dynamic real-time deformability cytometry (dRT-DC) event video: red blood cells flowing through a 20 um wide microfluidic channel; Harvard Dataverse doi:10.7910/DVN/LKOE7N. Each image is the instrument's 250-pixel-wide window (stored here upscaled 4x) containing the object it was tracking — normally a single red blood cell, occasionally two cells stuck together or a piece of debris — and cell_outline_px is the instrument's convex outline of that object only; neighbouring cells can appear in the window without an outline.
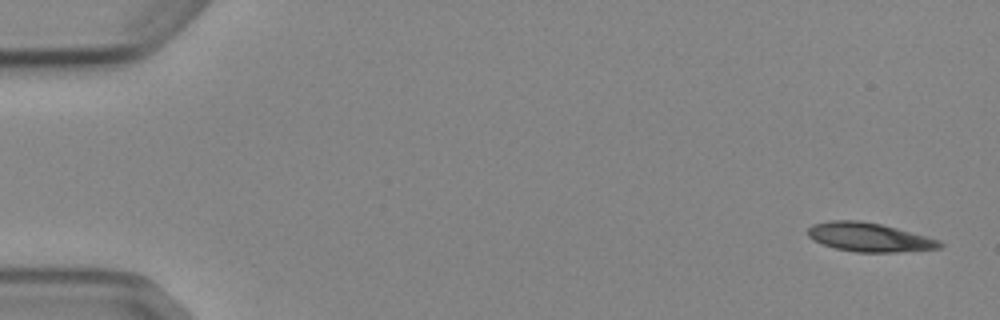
{"species": "Egyptian fruit bat (a non-hibernating species)", "species_latin": "Rousettus aegyptiacus", "temperature_condition": "cold", "stored_images_in_passage": 4, "camera_frame_rate_fps": 3000, "um_per_image_px": 0.085, "animal": {"sex": "female"}, "frame": {"image": 1, "passage_image": 1, "time_ms": 0.0, "image_size_px": [1000, 320], "cell_outline_px": [[944, 244], [940, 248], [896, 252], [856, 252], [836, 248], [812, 240], [808, 236], [808, 228], [812, 224], [832, 220], [860, 220], [880, 224], [896, 228], [940, 240]], "centroid_in_image_um": [73.86, 20.16], "position_along_channel_um": 11.1, "area_um2": 22.02}}